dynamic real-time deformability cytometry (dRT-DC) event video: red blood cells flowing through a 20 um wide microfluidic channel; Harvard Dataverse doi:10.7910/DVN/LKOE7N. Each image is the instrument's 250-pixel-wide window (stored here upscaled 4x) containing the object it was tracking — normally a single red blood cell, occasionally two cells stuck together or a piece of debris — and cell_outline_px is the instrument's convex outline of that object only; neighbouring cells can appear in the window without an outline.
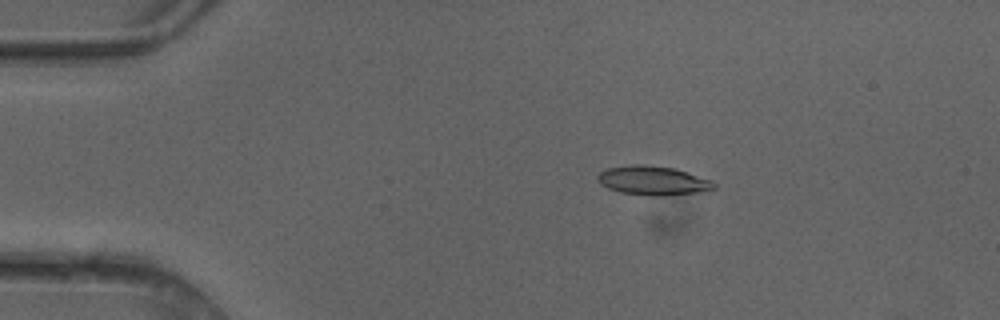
{"species": "common noctule bat (a hibernating species)", "species_latin": "Nyctalus noctula", "temperature_condition": "cold", "stored_images_in_passage": 5, "camera_frame_rate_fps": 3000, "um_per_image_px": 0.085, "animal": {"sex": "female"}, "frame": {"image": 1, "passage_image": 3, "time_ms": 0.667, "image_size_px": [1000, 320], "cell_outline_px": [[716, 188], [708, 192], [664, 196], [652, 196], [620, 192], [608, 188], [600, 184], [596, 180], [596, 176], [600, 172], [608, 168], [632, 164], [644, 164], [676, 168], [712, 180], [716, 184]], "centroid_in_image_um": [55.55, 15.35], "position_along_channel_um": 29.4, "area_um2": 20.23}}
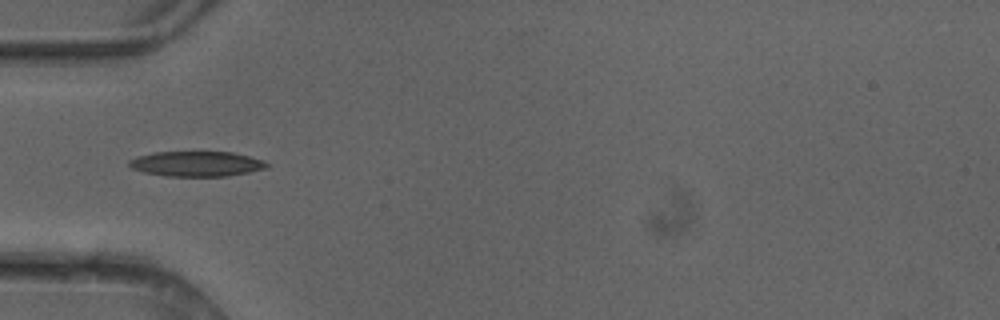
{"frame": {"image": 2, "passage_image": 5, "time_ms": 1.333, "image_size_px": [1000, 320], "cell_outline_px": [[268, 168], [228, 176], [164, 176], [144, 172], [132, 168], [128, 164], [128, 160], [136, 156], [152, 152], [232, 152], [264, 160], [268, 164]], "centroid_in_image_um": [16.68, 13.92], "position_along_channel_um": 68.3, "area_um2": 20.23}}